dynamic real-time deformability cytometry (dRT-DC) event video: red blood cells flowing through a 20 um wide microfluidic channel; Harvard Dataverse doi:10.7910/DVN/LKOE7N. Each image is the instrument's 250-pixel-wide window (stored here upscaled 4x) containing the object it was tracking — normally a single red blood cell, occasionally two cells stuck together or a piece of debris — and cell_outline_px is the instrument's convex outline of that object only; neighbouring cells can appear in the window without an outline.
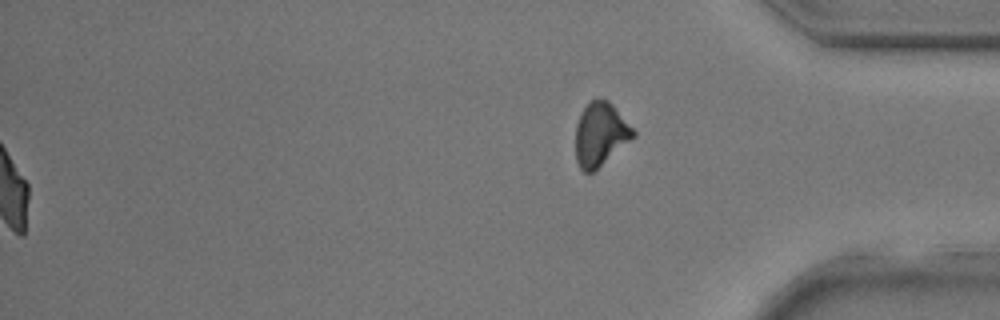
{"species": "common noctule bat (a hibernating species)", "species_latin": "Nyctalus noctula", "temperature_condition": "room temperature", "stored_images_in_passage": 35, "segment_of_instrument_passage": [2, 2], "camera_frame_rate_fps": 3000, "um_per_image_px": 0.085, "animal": {"sex": "male", "body_mass_g": 17.9, "forearm_length_mm": 54.2}, "frame": {"image": 1, "passage_image": 35, "time_ms": 11.333, "image_size_px": [1000, 320], "cell_outline_px": [[636, 136], [592, 172], [584, 172], [580, 168], [576, 160], [576, 124], [584, 108], [592, 100], [608, 100], [612, 104], [636, 132]], "centroid_in_image_um": [51.03, 11.43], "position_along_channel_um": 384.2, "area_um2": 20.87}}